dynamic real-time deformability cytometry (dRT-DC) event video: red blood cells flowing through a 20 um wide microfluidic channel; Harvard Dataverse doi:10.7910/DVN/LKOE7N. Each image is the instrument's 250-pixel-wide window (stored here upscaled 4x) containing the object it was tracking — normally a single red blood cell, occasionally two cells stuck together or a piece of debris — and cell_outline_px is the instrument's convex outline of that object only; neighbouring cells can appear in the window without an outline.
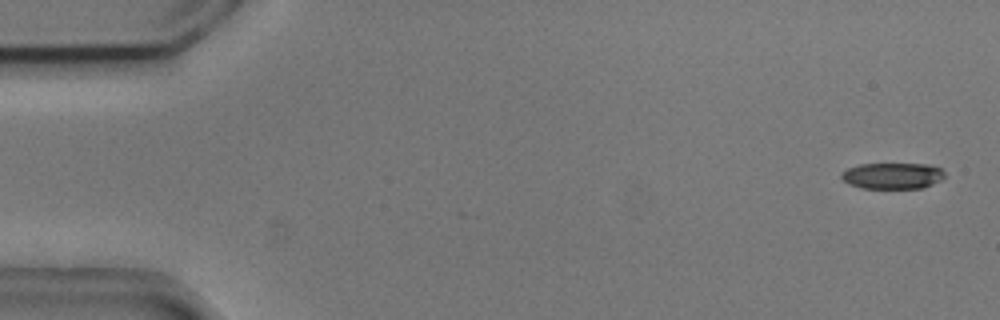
{"species": "common noctule bat (a hibernating species)", "species_latin": "Nyctalus noctula", "temperature_condition": "cold", "stored_images_in_passage": 5, "camera_frame_rate_fps": 3000, "um_per_image_px": 0.085, "animal": {"sex": "male", "body_mass_g": 20.5, "forearm_length_mm": 52.5}, "frame": {"image": 1, "passage_image": 1, "time_ms": 0.0, "image_size_px": [1000, 320], "cell_outline_px": [[944, 176], [940, 180], [932, 184], [920, 188], [860, 188], [848, 184], [840, 176], [840, 172], [848, 168], [860, 164], [928, 164], [940, 168], [944, 172]], "centroid_in_image_um": [75.82, 14.94], "position_along_channel_um": 9.2, "area_um2": 15.72}}
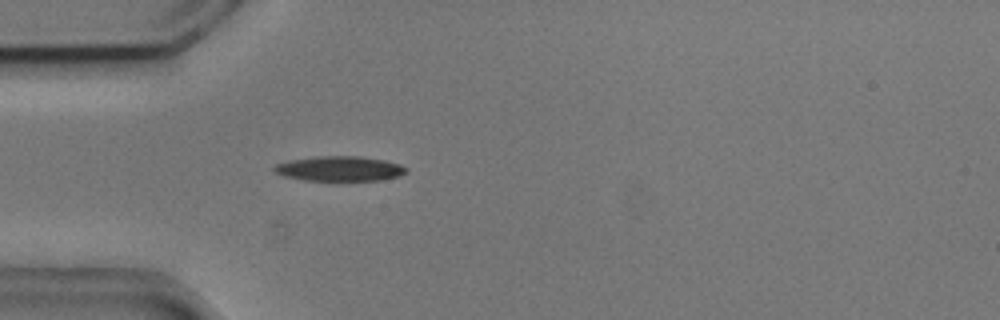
{"frame": {"image": 2, "passage_image": 5, "time_ms": 1.333, "image_size_px": [1000, 320], "cell_outline_px": [[408, 172], [400, 176], [380, 180], [336, 184], [304, 180], [284, 176], [276, 172], [272, 168], [276, 164], [288, 160], [316, 156], [360, 156], [384, 160], [400, 164], [408, 168]], "centroid_in_image_um": [28.89, 14.39], "position_along_channel_um": 56.1, "area_um2": 20.29}}